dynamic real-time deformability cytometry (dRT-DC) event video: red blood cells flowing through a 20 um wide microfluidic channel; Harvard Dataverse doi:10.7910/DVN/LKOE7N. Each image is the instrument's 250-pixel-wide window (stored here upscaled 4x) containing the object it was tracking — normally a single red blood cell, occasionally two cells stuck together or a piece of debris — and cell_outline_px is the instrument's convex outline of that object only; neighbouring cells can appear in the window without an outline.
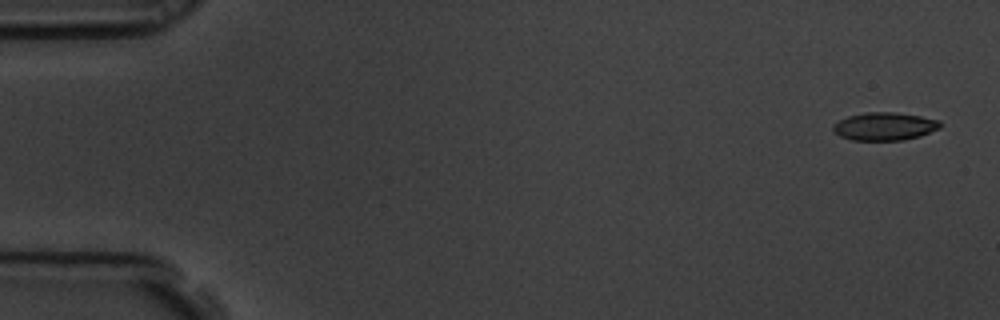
{"species": "common noctule bat (a hibernating species)", "species_latin": "Nyctalus noctula", "temperature_condition": "room temperature", "stored_images_in_passage": 6, "camera_frame_rate_fps": 3000, "um_per_image_px": 0.085, "animal": {"sex": "male", "body_mass_g": 19.5, "forearm_length_mm": 54.6}, "frame": {"image": 1, "passage_image": 1, "time_ms": 0.0, "image_size_px": [1000, 320], "cell_outline_px": [[940, 128], [920, 136], [904, 140], [852, 140], [840, 136], [832, 128], [832, 124], [848, 116], [864, 112], [892, 112], [920, 116], [940, 120]], "centroid_in_image_um": [75.18, 10.74], "position_along_channel_um": 9.8, "area_um2": 17.4}}
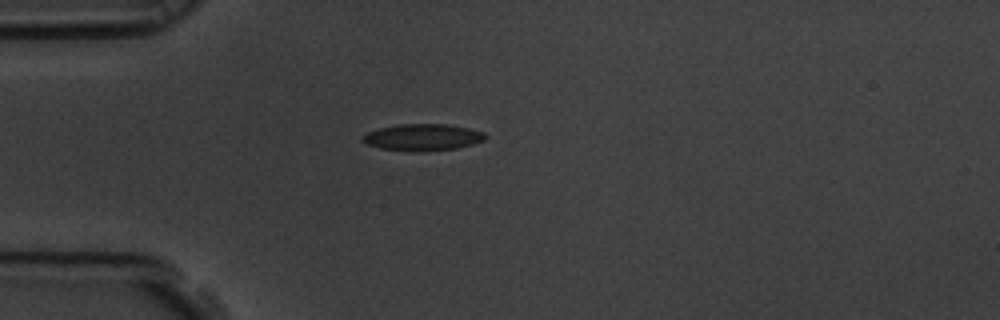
{"frame": {"image": 2, "passage_image": 5, "time_ms": 1.333, "image_size_px": [1000, 320], "cell_outline_px": [[488, 136], [484, 140], [472, 144], [456, 148], [380, 148], [368, 144], [360, 140], [360, 136], [368, 132], [380, 128], [396, 124], [448, 124], [468, 128], [484, 132]], "centroid_in_image_um": [35.94, 11.6], "position_along_channel_um": 49.1, "area_um2": 18.03}}